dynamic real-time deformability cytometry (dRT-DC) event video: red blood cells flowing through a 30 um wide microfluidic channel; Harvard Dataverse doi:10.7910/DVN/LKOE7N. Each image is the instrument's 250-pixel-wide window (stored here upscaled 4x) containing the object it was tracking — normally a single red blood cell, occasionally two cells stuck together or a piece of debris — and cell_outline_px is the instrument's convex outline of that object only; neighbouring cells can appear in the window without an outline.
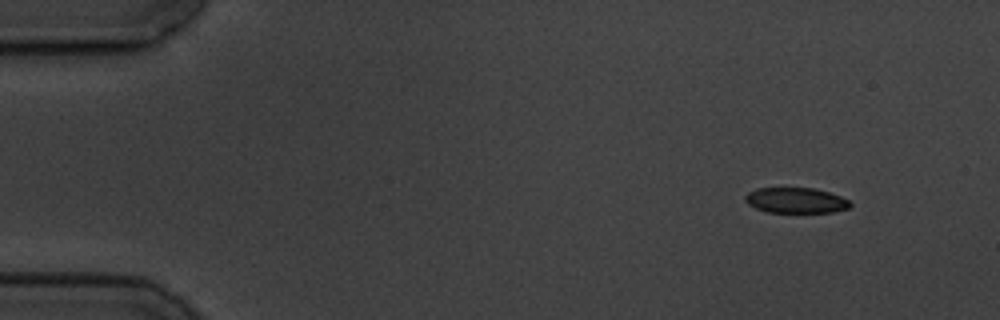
{"species": "common noctule bat (a hibernating species)", "species_latin": "Nyctalus noctula", "temperature_condition": "cold", "stored_images_in_passage": 6, "camera_frame_rate_fps": 3000, "um_per_image_px": 0.085, "animal": {"sex": "male", "body_mass_g": 19.5, "forearm_length_mm": 54.6}, "frame": {"image": 1, "passage_image": 1, "time_ms": 0.0, "image_size_px": [1000, 320], "cell_outline_px": [[852, 204], [848, 208], [832, 212], [768, 212], [756, 208], [748, 204], [744, 200], [744, 196], [748, 192], [756, 188], [812, 188], [828, 192], [840, 196], [848, 200]], "centroid_in_image_um": [67.61, 17.03], "position_along_channel_um": 17.4, "area_um2": 15.49}}
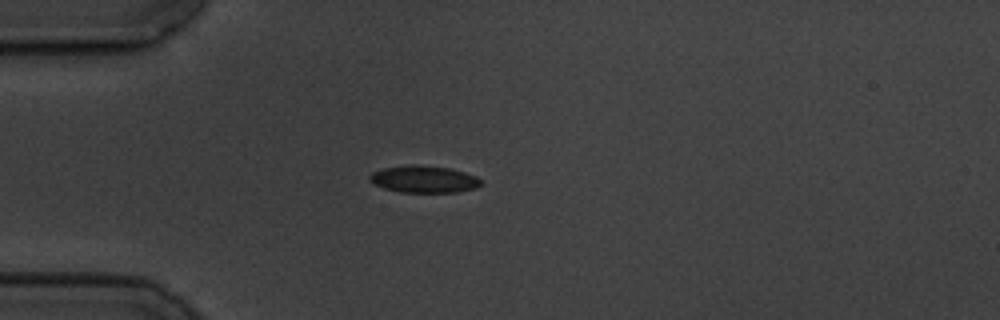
{"frame": {"image": 2, "passage_image": 4, "time_ms": 3.333, "image_size_px": [1000, 320], "cell_outline_px": [[484, 184], [476, 188], [456, 192], [400, 192], [384, 188], [368, 180], [368, 176], [372, 172], [384, 168], [412, 164], [416, 164], [448, 168], [464, 172], [476, 176]], "centroid_in_image_um": [36.03, 15.23], "position_along_channel_um": 49.0, "area_um2": 17.51}}
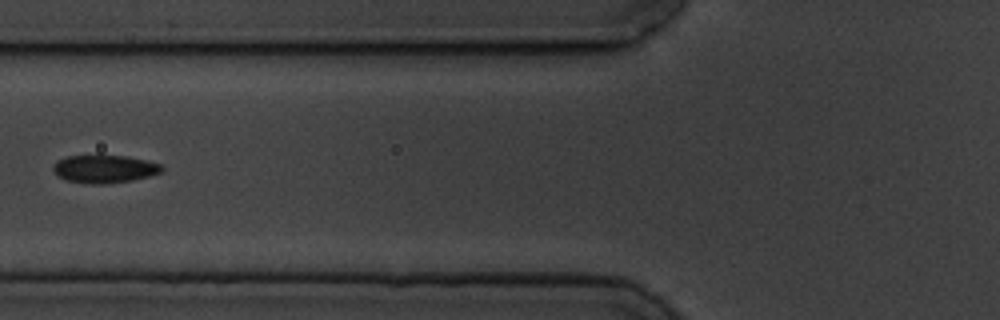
{"frame": {"image": 3, "passage_image": 6, "time_ms": 5.667, "image_size_px": [1000, 320], "cell_outline_px": [[164, 168], [160, 172], [148, 176], [132, 180], [104, 184], [88, 184], [68, 180], [60, 176], [52, 168], [56, 160], [68, 156], [128, 156], [148, 160], [164, 164]], "centroid_in_image_um": [8.93, 14.35], "position_along_channel_um": 116.9, "area_um2": 17.57}}